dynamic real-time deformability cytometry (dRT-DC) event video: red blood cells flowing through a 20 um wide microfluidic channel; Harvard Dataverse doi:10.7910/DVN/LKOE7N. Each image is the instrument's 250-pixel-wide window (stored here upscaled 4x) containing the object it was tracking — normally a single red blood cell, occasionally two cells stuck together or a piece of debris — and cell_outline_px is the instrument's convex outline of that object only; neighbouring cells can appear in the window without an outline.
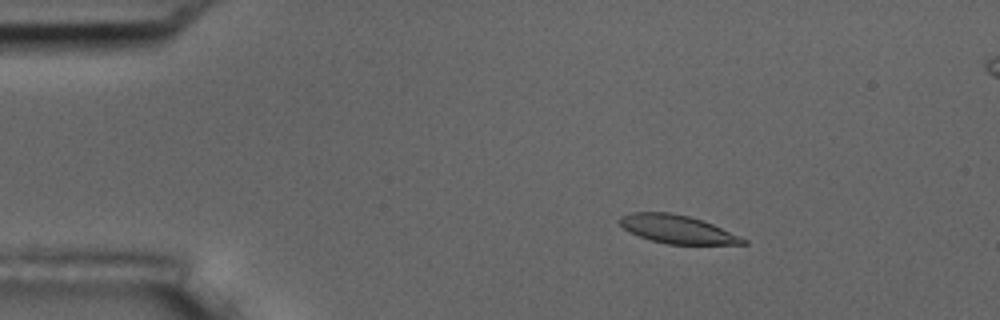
{"species": "common noctule bat (a hibernating species)", "species_latin": "Nyctalus noctula", "temperature_condition": "room temperature", "stored_images_in_passage": 6, "camera_frame_rate_fps": 3000, "um_per_image_px": 0.085, "animal": {"sex": "male", "body_mass_g": 17.5, "forearm_length_mm": 52.3}, "frame": {"image": 1, "passage_image": 3, "time_ms": 2.333, "image_size_px": [1000, 320], "cell_outline_px": [[748, 244], [668, 244], [652, 240], [640, 236], [624, 228], [616, 220], [620, 216], [632, 212], [668, 212], [688, 216], [712, 224], [748, 240]], "centroid_in_image_um": [57.54, 19.48], "position_along_channel_um": 27.5, "area_um2": 20.0}}